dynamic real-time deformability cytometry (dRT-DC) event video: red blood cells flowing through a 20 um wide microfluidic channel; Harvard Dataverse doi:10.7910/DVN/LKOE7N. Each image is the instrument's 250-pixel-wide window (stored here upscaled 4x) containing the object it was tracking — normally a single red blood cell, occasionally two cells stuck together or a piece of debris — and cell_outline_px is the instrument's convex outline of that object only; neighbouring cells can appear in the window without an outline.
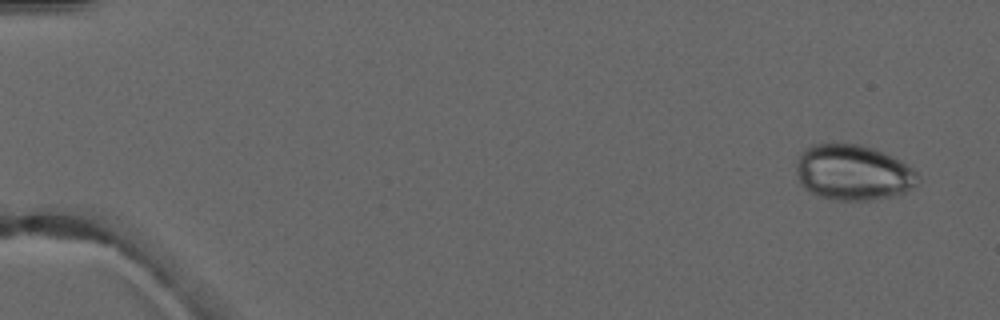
{"species": "common noctule bat (a hibernating species)", "species_latin": "Nyctalus noctula", "temperature_condition": "warm", "stored_images_in_passage": 3, "camera_frame_rate_fps": 3000, "um_per_image_px": 0.085, "animal": {"sex": "male", "forearm_length_mm": 52.5}, "frame": {"image": 1, "passage_image": 1, "time_ms": 0.0, "image_size_px": [1000, 320], "cell_outline_px": [[920, 176], [916, 184], [904, 192], [888, 196], [868, 200], [836, 200], [816, 196], [804, 188], [800, 184], [796, 172], [796, 160], [800, 152], [812, 144], [860, 144], [884, 152], [900, 160], [912, 168]], "centroid_in_image_um": [72.46, 14.66], "position_along_channel_um": 12.5, "area_um2": 39.42}}